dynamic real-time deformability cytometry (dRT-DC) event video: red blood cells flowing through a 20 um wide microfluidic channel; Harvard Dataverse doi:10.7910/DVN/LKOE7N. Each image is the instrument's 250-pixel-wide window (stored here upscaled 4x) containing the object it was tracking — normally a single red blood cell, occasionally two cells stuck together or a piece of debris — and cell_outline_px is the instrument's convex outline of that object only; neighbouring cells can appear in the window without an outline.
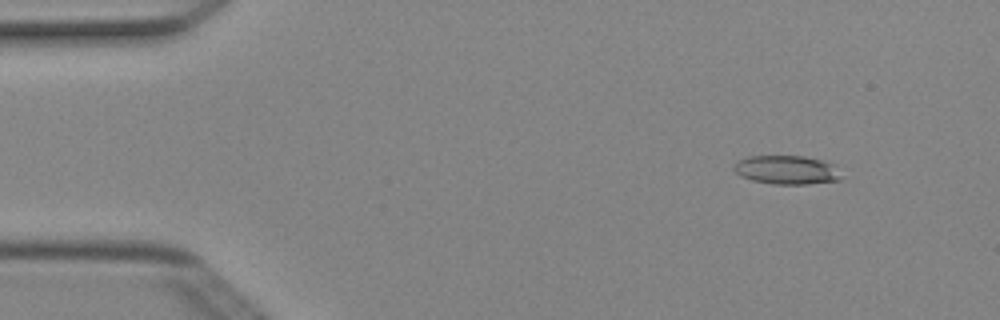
{"species": "Egyptian fruit bat (a non-hibernating species)", "species_latin": "Rousettus aegyptiacus", "temperature_condition": "cold", "stored_images_in_passage": 5, "camera_frame_rate_fps": 3000, "um_per_image_px": 0.085, "animal": {"sex": "female"}, "frame": {"image": 1, "passage_image": 1, "time_ms": 0.0, "image_size_px": [1000, 320], "cell_outline_px": [[844, 176], [840, 180], [808, 184], [772, 184], [752, 180], [740, 176], [732, 168], [740, 160], [748, 156], [804, 156], [836, 164]], "centroid_in_image_um": [66.94, 14.45], "position_along_channel_um": 18.1, "area_um2": 18.21}}
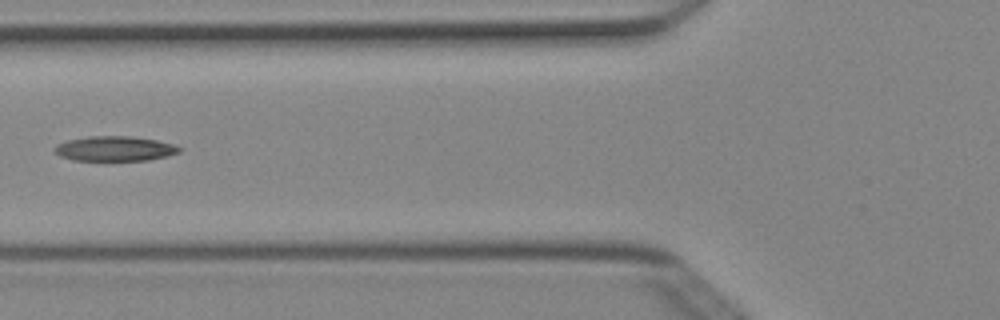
{"frame": {"image": 2, "passage_image": 5, "time_ms": 1.333, "image_size_px": [1000, 320], "cell_outline_px": [[184, 148], [180, 152], [168, 156], [148, 160], [72, 160], [60, 156], [52, 148], [56, 144], [68, 140], [88, 136], [132, 136], [156, 140], [176, 144]], "centroid_in_image_um": [9.79, 12.63], "position_along_channel_um": 116.0, "area_um2": 18.26}}